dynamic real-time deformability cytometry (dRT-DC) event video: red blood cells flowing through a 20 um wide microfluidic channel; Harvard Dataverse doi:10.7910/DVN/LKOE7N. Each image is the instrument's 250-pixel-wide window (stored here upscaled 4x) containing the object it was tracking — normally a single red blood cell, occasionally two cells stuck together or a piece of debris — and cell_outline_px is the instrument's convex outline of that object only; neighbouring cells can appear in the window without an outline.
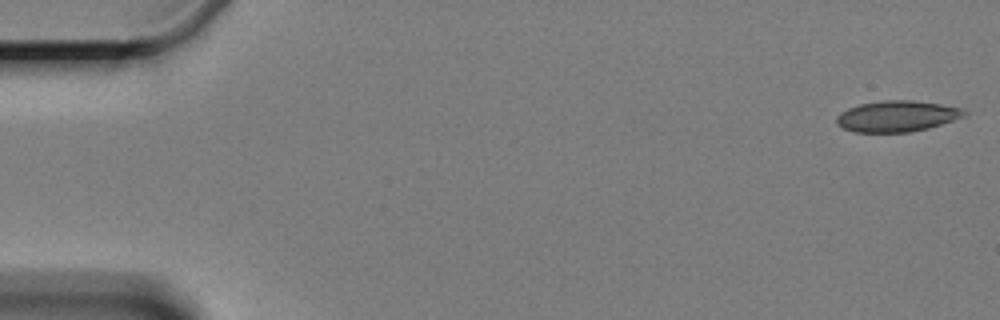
{"species": "Egyptian fruit bat (a non-hibernating species)", "species_latin": "Rousettus aegyptiacus", "temperature_condition": "cold", "stored_images_in_passage": 4, "camera_frame_rate_fps": 3000, "um_per_image_px": 0.085, "animal": {"sex": "female"}, "frame": {"image": 1, "passage_image": 1, "time_ms": 0.0, "image_size_px": [1000, 320], "cell_outline_px": [[968, 112], [964, 116], [928, 128], [908, 132], [852, 132], [836, 124], [836, 116], [840, 112], [848, 108], [860, 104], [884, 100], [912, 100], [940, 104], [960, 108]], "centroid_in_image_um": [76.2, 9.88], "position_along_channel_um": 8.8, "area_um2": 22.95}}